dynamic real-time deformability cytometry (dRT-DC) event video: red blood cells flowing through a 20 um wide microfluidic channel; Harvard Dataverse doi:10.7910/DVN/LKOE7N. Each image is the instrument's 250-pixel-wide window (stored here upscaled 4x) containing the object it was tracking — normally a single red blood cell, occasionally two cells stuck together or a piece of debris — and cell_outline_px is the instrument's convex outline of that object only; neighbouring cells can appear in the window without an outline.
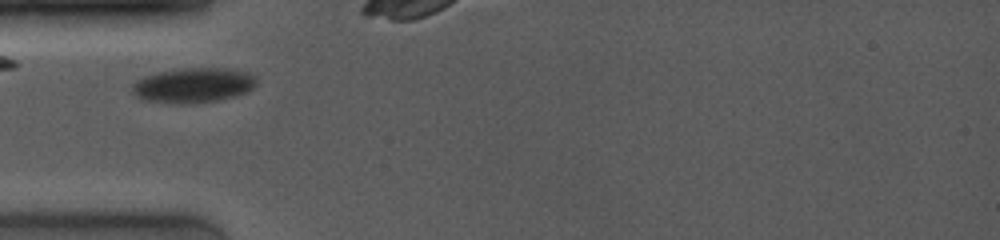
{"species": "common noctule bat (a hibernating species)", "species_latin": "Nyctalus noctula", "temperature_condition": "room temperature", "stored_images_in_passage": 6, "camera_frame_rate_fps": 4000, "um_per_image_px": 0.085, "animal": {"sex": "female", "body_mass_g": 19.0, "forearm_length_mm": 53.3}, "frame": {"image": 1, "passage_image": 2, "time_ms": 0.75, "image_size_px": [1000, 240], "cell_outline_px": [[256, 84], [248, 92], [236, 96], [196, 104], [176, 104], [144, 100], [136, 96], [132, 92], [132, 84], [136, 80], [144, 76], [156, 72], [184, 68], [220, 68], [244, 72], [256, 76]], "centroid_in_image_um": [16.4, 7.26], "position_along_channel_um": 68.6, "area_um2": 25.43}}